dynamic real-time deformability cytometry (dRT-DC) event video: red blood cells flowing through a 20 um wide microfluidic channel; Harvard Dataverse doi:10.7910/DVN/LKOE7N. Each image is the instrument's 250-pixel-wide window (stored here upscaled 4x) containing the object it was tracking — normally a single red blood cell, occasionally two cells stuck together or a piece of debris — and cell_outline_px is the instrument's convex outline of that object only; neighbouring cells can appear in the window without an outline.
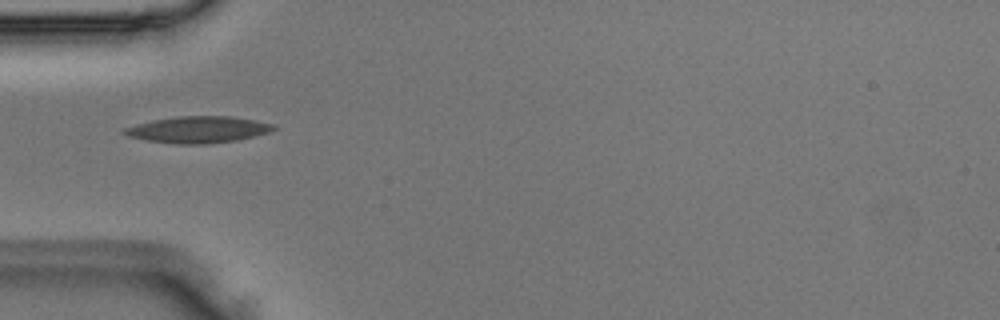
{"species": "Egyptian fruit bat (a non-hibernating species)", "species_latin": "Rousettus aegyptiacus", "temperature_condition": "room temperature", "stored_images_in_passage": 5, "camera_frame_rate_fps": 3000, "um_per_image_px": 0.085, "animal": {"sex": "male"}, "frame": {"image": 1, "passage_image": 4, "time_ms": 1.0, "image_size_px": [1000, 320], "cell_outline_px": [[280, 128], [268, 132], [236, 140], [204, 144], [176, 144], [144, 140], [128, 136], [120, 132], [124, 128], [136, 124], [156, 120], [180, 116], [232, 116], [256, 120], [276, 124]], "centroid_in_image_um": [16.86, 11.01], "position_along_channel_um": 68.1, "area_um2": 23.12}}
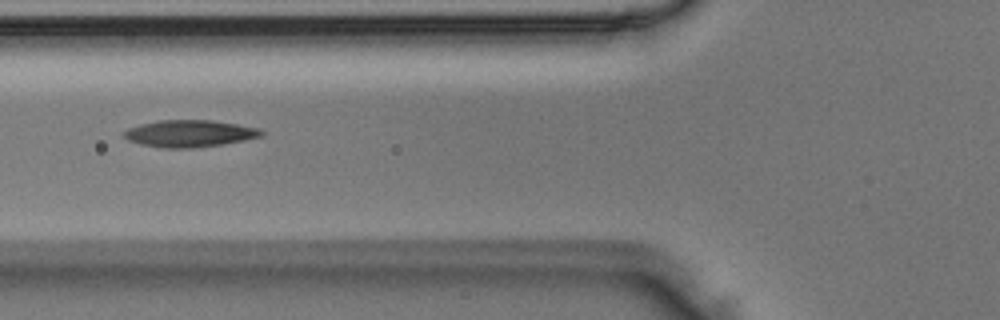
{"frame": {"image": 2, "passage_image": 5, "time_ms": 1.333, "image_size_px": [1000, 320], "cell_outline_px": [[264, 136], [224, 144], [192, 148], [164, 148], [140, 144], [128, 140], [124, 136], [124, 132], [128, 128], [140, 124], [160, 120], [212, 120], [260, 128], [264, 132]], "centroid_in_image_um": [16.14, 11.35], "position_along_channel_um": 109.7, "area_um2": 21.62}}